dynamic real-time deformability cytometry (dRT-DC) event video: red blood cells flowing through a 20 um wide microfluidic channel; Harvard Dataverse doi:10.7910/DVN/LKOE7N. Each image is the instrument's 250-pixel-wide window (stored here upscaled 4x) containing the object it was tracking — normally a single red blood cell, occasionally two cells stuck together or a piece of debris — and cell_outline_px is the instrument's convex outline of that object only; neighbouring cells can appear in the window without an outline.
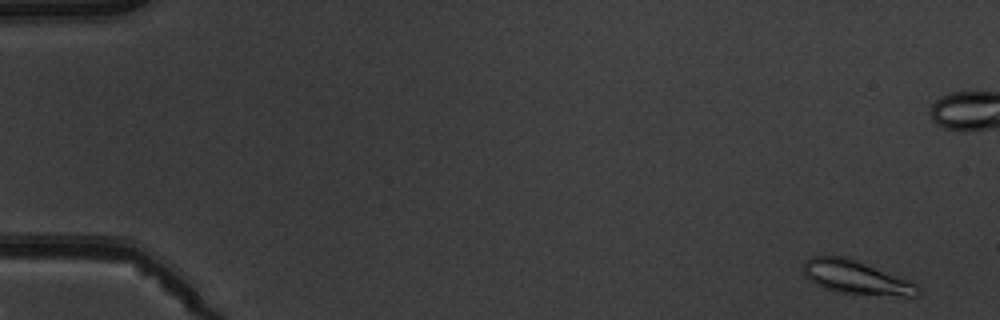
{"species": "common noctule bat (a hibernating species)", "species_latin": "Nyctalus noctula", "temperature_condition": "warm", "stored_images_in_passage": 6, "camera_frame_rate_fps": 3000, "um_per_image_px": 0.085, "animal": {"sex": "male", "body_mass_g": 19.5, "forearm_length_mm": 54.6}, "frame": {"image": 1, "passage_image": 1, "time_ms": 0.0, "image_size_px": [1000, 320], "cell_outline_px": [[920, 292], [916, 296], [904, 296], [836, 292], [824, 288], [808, 280], [804, 276], [804, 260], [812, 256], [848, 256], [920, 284]], "centroid_in_image_um": [72.78, 23.56], "position_along_channel_um": 12.2, "area_um2": 22.66}}